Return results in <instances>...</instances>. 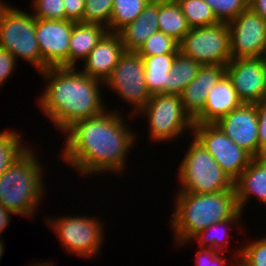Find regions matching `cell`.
Masks as SVG:
<instances>
[{"label":"cell","mask_w":266,"mask_h":266,"mask_svg":"<svg viewBox=\"0 0 266 266\" xmlns=\"http://www.w3.org/2000/svg\"><path fill=\"white\" fill-rule=\"evenodd\" d=\"M258 116L259 157L266 155V100L254 103Z\"/></svg>","instance_id":"e575fe53"},{"label":"cell","mask_w":266,"mask_h":266,"mask_svg":"<svg viewBox=\"0 0 266 266\" xmlns=\"http://www.w3.org/2000/svg\"><path fill=\"white\" fill-rule=\"evenodd\" d=\"M262 58H263V60H264V63H265V65H266V49H265V52H264V54H263Z\"/></svg>","instance_id":"7bdbcfd3"},{"label":"cell","mask_w":266,"mask_h":266,"mask_svg":"<svg viewBox=\"0 0 266 266\" xmlns=\"http://www.w3.org/2000/svg\"><path fill=\"white\" fill-rule=\"evenodd\" d=\"M242 216V212L239 210L232 218L219 222V223H214L210 226H208L205 230L198 232L195 236H193L191 239H196V241L200 242L199 245H201L200 247L203 248H207V249H215L218 250L220 252L222 251H227V247L229 246L228 241H229V236L228 234L225 233V235H220L219 231L220 227H222L224 230V232L227 230V228H225V226L227 224L231 225H236L239 223V221L241 222V217ZM239 220V221H238ZM224 226V227H223ZM213 231L215 233H213ZM218 231V233H217ZM218 234V235H217ZM225 237V238H224ZM224 248V249H222ZM226 248V249H225Z\"/></svg>","instance_id":"4316f807"},{"label":"cell","mask_w":266,"mask_h":266,"mask_svg":"<svg viewBox=\"0 0 266 266\" xmlns=\"http://www.w3.org/2000/svg\"><path fill=\"white\" fill-rule=\"evenodd\" d=\"M239 258V259H238ZM235 259H237V264H235L236 266H250L246 261H244L240 256H238L237 258L235 257ZM239 261V262H238Z\"/></svg>","instance_id":"ab89813d"},{"label":"cell","mask_w":266,"mask_h":266,"mask_svg":"<svg viewBox=\"0 0 266 266\" xmlns=\"http://www.w3.org/2000/svg\"><path fill=\"white\" fill-rule=\"evenodd\" d=\"M17 59L6 49L0 47V87L11 76Z\"/></svg>","instance_id":"d590c367"},{"label":"cell","mask_w":266,"mask_h":266,"mask_svg":"<svg viewBox=\"0 0 266 266\" xmlns=\"http://www.w3.org/2000/svg\"><path fill=\"white\" fill-rule=\"evenodd\" d=\"M124 52L120 35L107 32L83 60L85 64L81 72L105 82Z\"/></svg>","instance_id":"2e32d148"},{"label":"cell","mask_w":266,"mask_h":266,"mask_svg":"<svg viewBox=\"0 0 266 266\" xmlns=\"http://www.w3.org/2000/svg\"><path fill=\"white\" fill-rule=\"evenodd\" d=\"M107 32L101 24L75 22L70 36L69 67H75L79 59L84 60Z\"/></svg>","instance_id":"44dd1931"},{"label":"cell","mask_w":266,"mask_h":266,"mask_svg":"<svg viewBox=\"0 0 266 266\" xmlns=\"http://www.w3.org/2000/svg\"><path fill=\"white\" fill-rule=\"evenodd\" d=\"M234 189L239 210L243 212L249 196L257 197L266 204V155L254 157L234 181Z\"/></svg>","instance_id":"ac0fdd59"},{"label":"cell","mask_w":266,"mask_h":266,"mask_svg":"<svg viewBox=\"0 0 266 266\" xmlns=\"http://www.w3.org/2000/svg\"><path fill=\"white\" fill-rule=\"evenodd\" d=\"M106 112L77 121L65 131L62 158L80 174L120 173L126 168V156L136 136L119 112Z\"/></svg>","instance_id":"6da1fadb"},{"label":"cell","mask_w":266,"mask_h":266,"mask_svg":"<svg viewBox=\"0 0 266 266\" xmlns=\"http://www.w3.org/2000/svg\"><path fill=\"white\" fill-rule=\"evenodd\" d=\"M20 136L14 130L0 133V176L28 148Z\"/></svg>","instance_id":"83f0119b"},{"label":"cell","mask_w":266,"mask_h":266,"mask_svg":"<svg viewBox=\"0 0 266 266\" xmlns=\"http://www.w3.org/2000/svg\"><path fill=\"white\" fill-rule=\"evenodd\" d=\"M201 66L199 62L179 52L169 72V94L180 95L185 87L195 79Z\"/></svg>","instance_id":"cb8c5ba5"},{"label":"cell","mask_w":266,"mask_h":266,"mask_svg":"<svg viewBox=\"0 0 266 266\" xmlns=\"http://www.w3.org/2000/svg\"><path fill=\"white\" fill-rule=\"evenodd\" d=\"M158 26L159 31L172 37L178 43L190 30L186 17L176 0H158Z\"/></svg>","instance_id":"603a6c76"},{"label":"cell","mask_w":266,"mask_h":266,"mask_svg":"<svg viewBox=\"0 0 266 266\" xmlns=\"http://www.w3.org/2000/svg\"><path fill=\"white\" fill-rule=\"evenodd\" d=\"M248 8L266 22V0H248Z\"/></svg>","instance_id":"74e56055"},{"label":"cell","mask_w":266,"mask_h":266,"mask_svg":"<svg viewBox=\"0 0 266 266\" xmlns=\"http://www.w3.org/2000/svg\"><path fill=\"white\" fill-rule=\"evenodd\" d=\"M236 253L250 266H266V237L247 244Z\"/></svg>","instance_id":"d6a6232c"},{"label":"cell","mask_w":266,"mask_h":266,"mask_svg":"<svg viewBox=\"0 0 266 266\" xmlns=\"http://www.w3.org/2000/svg\"><path fill=\"white\" fill-rule=\"evenodd\" d=\"M32 15L36 19L66 20L63 0H33Z\"/></svg>","instance_id":"1f68e13d"},{"label":"cell","mask_w":266,"mask_h":266,"mask_svg":"<svg viewBox=\"0 0 266 266\" xmlns=\"http://www.w3.org/2000/svg\"><path fill=\"white\" fill-rule=\"evenodd\" d=\"M74 21L35 18V33L44 70L48 67H69V44Z\"/></svg>","instance_id":"4fadbf2b"},{"label":"cell","mask_w":266,"mask_h":266,"mask_svg":"<svg viewBox=\"0 0 266 266\" xmlns=\"http://www.w3.org/2000/svg\"><path fill=\"white\" fill-rule=\"evenodd\" d=\"M158 31V0H150L141 14L118 34L126 51H137Z\"/></svg>","instance_id":"ffe728a7"},{"label":"cell","mask_w":266,"mask_h":266,"mask_svg":"<svg viewBox=\"0 0 266 266\" xmlns=\"http://www.w3.org/2000/svg\"><path fill=\"white\" fill-rule=\"evenodd\" d=\"M214 124L253 158L259 157L258 116L254 103H242Z\"/></svg>","instance_id":"9a60e30c"},{"label":"cell","mask_w":266,"mask_h":266,"mask_svg":"<svg viewBox=\"0 0 266 266\" xmlns=\"http://www.w3.org/2000/svg\"><path fill=\"white\" fill-rule=\"evenodd\" d=\"M147 117L152 140L170 141L182 132H192L194 121L186 113L180 95L155 94L138 112Z\"/></svg>","instance_id":"52a82bcc"},{"label":"cell","mask_w":266,"mask_h":266,"mask_svg":"<svg viewBox=\"0 0 266 266\" xmlns=\"http://www.w3.org/2000/svg\"><path fill=\"white\" fill-rule=\"evenodd\" d=\"M179 166L178 191L196 194L235 190L234 182L194 137Z\"/></svg>","instance_id":"5b68a950"},{"label":"cell","mask_w":266,"mask_h":266,"mask_svg":"<svg viewBox=\"0 0 266 266\" xmlns=\"http://www.w3.org/2000/svg\"><path fill=\"white\" fill-rule=\"evenodd\" d=\"M241 104L242 101L225 73L206 97L204 110L194 123H215Z\"/></svg>","instance_id":"d6986e66"},{"label":"cell","mask_w":266,"mask_h":266,"mask_svg":"<svg viewBox=\"0 0 266 266\" xmlns=\"http://www.w3.org/2000/svg\"><path fill=\"white\" fill-rule=\"evenodd\" d=\"M54 264L52 262L48 263V262H43L42 263H38V264H34L33 266H53Z\"/></svg>","instance_id":"b9f144b4"},{"label":"cell","mask_w":266,"mask_h":266,"mask_svg":"<svg viewBox=\"0 0 266 266\" xmlns=\"http://www.w3.org/2000/svg\"><path fill=\"white\" fill-rule=\"evenodd\" d=\"M192 135L234 182L253 158L214 123H194Z\"/></svg>","instance_id":"30bf717a"},{"label":"cell","mask_w":266,"mask_h":266,"mask_svg":"<svg viewBox=\"0 0 266 266\" xmlns=\"http://www.w3.org/2000/svg\"><path fill=\"white\" fill-rule=\"evenodd\" d=\"M11 214H14L12 211L6 209L3 205L0 204V237L1 233L4 231L5 228H7Z\"/></svg>","instance_id":"f35d334b"},{"label":"cell","mask_w":266,"mask_h":266,"mask_svg":"<svg viewBox=\"0 0 266 266\" xmlns=\"http://www.w3.org/2000/svg\"><path fill=\"white\" fill-rule=\"evenodd\" d=\"M104 84L115 91L125 103H131L132 107L134 105V114L138 113L151 98L145 83L143 60L136 51L125 50Z\"/></svg>","instance_id":"9c48e42d"},{"label":"cell","mask_w":266,"mask_h":266,"mask_svg":"<svg viewBox=\"0 0 266 266\" xmlns=\"http://www.w3.org/2000/svg\"><path fill=\"white\" fill-rule=\"evenodd\" d=\"M150 0H113L108 32L118 33L133 22L143 11Z\"/></svg>","instance_id":"d4e9b609"},{"label":"cell","mask_w":266,"mask_h":266,"mask_svg":"<svg viewBox=\"0 0 266 266\" xmlns=\"http://www.w3.org/2000/svg\"><path fill=\"white\" fill-rule=\"evenodd\" d=\"M140 56L161 55L167 53H179V43L172 37L161 31L150 36L136 51Z\"/></svg>","instance_id":"f1b7e54d"},{"label":"cell","mask_w":266,"mask_h":266,"mask_svg":"<svg viewBox=\"0 0 266 266\" xmlns=\"http://www.w3.org/2000/svg\"><path fill=\"white\" fill-rule=\"evenodd\" d=\"M263 99L266 100V84H265V93H264Z\"/></svg>","instance_id":"ee69618b"},{"label":"cell","mask_w":266,"mask_h":266,"mask_svg":"<svg viewBox=\"0 0 266 266\" xmlns=\"http://www.w3.org/2000/svg\"><path fill=\"white\" fill-rule=\"evenodd\" d=\"M231 59L262 57L266 49V22L249 8L228 23Z\"/></svg>","instance_id":"7c38bea8"},{"label":"cell","mask_w":266,"mask_h":266,"mask_svg":"<svg viewBox=\"0 0 266 266\" xmlns=\"http://www.w3.org/2000/svg\"><path fill=\"white\" fill-rule=\"evenodd\" d=\"M27 148L0 176V204L16 215L32 216L42 199V166Z\"/></svg>","instance_id":"277c9868"},{"label":"cell","mask_w":266,"mask_h":266,"mask_svg":"<svg viewBox=\"0 0 266 266\" xmlns=\"http://www.w3.org/2000/svg\"><path fill=\"white\" fill-rule=\"evenodd\" d=\"M46 221L56 231L63 248L71 252L70 254L90 258L97 254L103 243V227L98 218L63 216Z\"/></svg>","instance_id":"8fae6325"},{"label":"cell","mask_w":266,"mask_h":266,"mask_svg":"<svg viewBox=\"0 0 266 266\" xmlns=\"http://www.w3.org/2000/svg\"><path fill=\"white\" fill-rule=\"evenodd\" d=\"M1 238L2 237H0V260H1V258H2V254H3V252H4V244H3V239L1 240Z\"/></svg>","instance_id":"60d3db41"},{"label":"cell","mask_w":266,"mask_h":266,"mask_svg":"<svg viewBox=\"0 0 266 266\" xmlns=\"http://www.w3.org/2000/svg\"><path fill=\"white\" fill-rule=\"evenodd\" d=\"M178 53L141 56L145 68V83L151 95L169 94V72Z\"/></svg>","instance_id":"7402d4cb"},{"label":"cell","mask_w":266,"mask_h":266,"mask_svg":"<svg viewBox=\"0 0 266 266\" xmlns=\"http://www.w3.org/2000/svg\"><path fill=\"white\" fill-rule=\"evenodd\" d=\"M41 74L48 85L39 96V107L61 132L77 121L106 111L99 88L103 81L87 76L76 67H48Z\"/></svg>","instance_id":"7a4b0ae2"},{"label":"cell","mask_w":266,"mask_h":266,"mask_svg":"<svg viewBox=\"0 0 266 266\" xmlns=\"http://www.w3.org/2000/svg\"><path fill=\"white\" fill-rule=\"evenodd\" d=\"M176 198L170 221L179 246L208 226L228 220L239 211L235 190L203 194L179 191Z\"/></svg>","instance_id":"3957f363"},{"label":"cell","mask_w":266,"mask_h":266,"mask_svg":"<svg viewBox=\"0 0 266 266\" xmlns=\"http://www.w3.org/2000/svg\"><path fill=\"white\" fill-rule=\"evenodd\" d=\"M6 4L0 1V47L16 59L20 57L31 63L39 72L44 71L35 33V17Z\"/></svg>","instance_id":"8992f818"},{"label":"cell","mask_w":266,"mask_h":266,"mask_svg":"<svg viewBox=\"0 0 266 266\" xmlns=\"http://www.w3.org/2000/svg\"><path fill=\"white\" fill-rule=\"evenodd\" d=\"M113 0H86L83 23L110 25Z\"/></svg>","instance_id":"f546056e"},{"label":"cell","mask_w":266,"mask_h":266,"mask_svg":"<svg viewBox=\"0 0 266 266\" xmlns=\"http://www.w3.org/2000/svg\"><path fill=\"white\" fill-rule=\"evenodd\" d=\"M190 28L219 23L212 8L204 0H176Z\"/></svg>","instance_id":"484cf974"},{"label":"cell","mask_w":266,"mask_h":266,"mask_svg":"<svg viewBox=\"0 0 266 266\" xmlns=\"http://www.w3.org/2000/svg\"><path fill=\"white\" fill-rule=\"evenodd\" d=\"M86 0H63L66 20L83 22Z\"/></svg>","instance_id":"8d00e7d4"},{"label":"cell","mask_w":266,"mask_h":266,"mask_svg":"<svg viewBox=\"0 0 266 266\" xmlns=\"http://www.w3.org/2000/svg\"><path fill=\"white\" fill-rule=\"evenodd\" d=\"M223 254V251L201 248L196 254V266H225L226 259Z\"/></svg>","instance_id":"836d02e7"},{"label":"cell","mask_w":266,"mask_h":266,"mask_svg":"<svg viewBox=\"0 0 266 266\" xmlns=\"http://www.w3.org/2000/svg\"><path fill=\"white\" fill-rule=\"evenodd\" d=\"M179 50L202 65H226L231 60L228 23L190 28L179 43Z\"/></svg>","instance_id":"ba28073f"},{"label":"cell","mask_w":266,"mask_h":266,"mask_svg":"<svg viewBox=\"0 0 266 266\" xmlns=\"http://www.w3.org/2000/svg\"><path fill=\"white\" fill-rule=\"evenodd\" d=\"M219 22L229 23L248 8V0H204Z\"/></svg>","instance_id":"4dcf8cb0"},{"label":"cell","mask_w":266,"mask_h":266,"mask_svg":"<svg viewBox=\"0 0 266 266\" xmlns=\"http://www.w3.org/2000/svg\"><path fill=\"white\" fill-rule=\"evenodd\" d=\"M226 73V65H202L195 79L180 94L184 109L194 121L204 110L206 97Z\"/></svg>","instance_id":"e0dca14e"},{"label":"cell","mask_w":266,"mask_h":266,"mask_svg":"<svg viewBox=\"0 0 266 266\" xmlns=\"http://www.w3.org/2000/svg\"><path fill=\"white\" fill-rule=\"evenodd\" d=\"M226 74L242 103H256L263 99L266 65L262 57L231 59L226 64Z\"/></svg>","instance_id":"5bb4252c"}]
</instances>
